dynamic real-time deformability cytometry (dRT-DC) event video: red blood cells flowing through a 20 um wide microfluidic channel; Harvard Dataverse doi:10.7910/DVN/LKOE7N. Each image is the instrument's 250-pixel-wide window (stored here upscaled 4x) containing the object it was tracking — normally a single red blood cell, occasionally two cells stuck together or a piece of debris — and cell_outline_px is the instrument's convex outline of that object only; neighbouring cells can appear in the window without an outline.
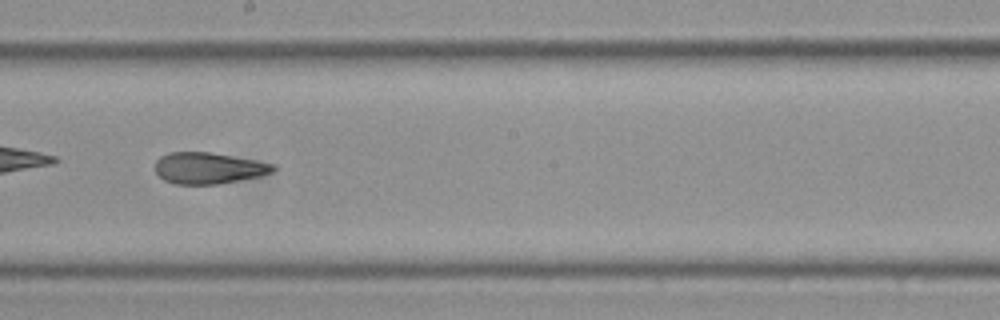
{"species": "Egyptian fruit bat (a non-hibernating species)", "species_latin": "Rousettus aegyptiacus", "temperature_condition": "cold", "stored_images_in_passage": 55, "camera_frame_rate_fps": 3000, "um_per_image_px": 0.085, "frame": {"image": 1, "passage_image": 32, "time_ms": 10.333, "image_size_px": [1000, 320], "cell_outline_px": [[276, 168], [272, 172], [256, 176], [216, 184], [176, 184], [164, 180], [156, 172], [156, 160], [160, 156], [168, 152], [208, 152], [276, 164]], "centroid_in_image_um": [17.68, 14.28], "position_along_channel_um": 230.5, "area_um2": 21.15}, "authors_computed_cell_mechanics": {"area_um2": 22.5998, "velocity_mm_per_s": 3.5362, "shape_relaxation_time_tau1_ms": null, "shape_relaxation_time_tau2_ms": 2.7069, "deformation_change_tau1": null, "deformation_change_tau2": 0.0971}}